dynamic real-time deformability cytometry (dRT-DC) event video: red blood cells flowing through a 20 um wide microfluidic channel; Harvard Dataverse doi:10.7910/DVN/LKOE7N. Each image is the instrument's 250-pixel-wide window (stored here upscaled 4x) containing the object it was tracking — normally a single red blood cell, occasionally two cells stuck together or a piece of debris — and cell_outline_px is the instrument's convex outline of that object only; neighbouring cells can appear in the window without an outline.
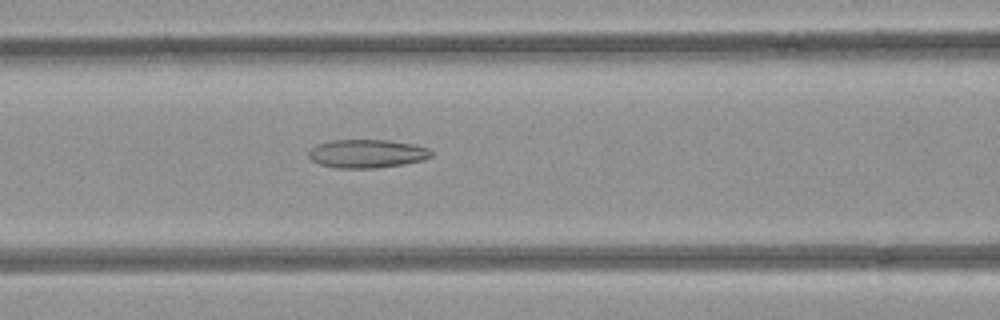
{"species": "common noctule bat (a hibernating species)", "species_latin": "Nyctalus noctula", "temperature_condition": "room temperature", "stored_images_in_passage": 51, "camera_frame_rate_fps": 3000, "um_per_image_px": 0.085, "animal": {"sex": "female", "body_mass_g": 21.9}, "frame": {"image": 1, "passage_image": 21, "time_ms": 6.667, "image_size_px": [1000, 320], "cell_outline_px": [[432, 156], [424, 160], [404, 164], [376, 168], [336, 168], [320, 164], [312, 160], [308, 156], [308, 152], [316, 144], [332, 140], [388, 140], [416, 144], [428, 148], [432, 152]], "centroid_in_image_um": [31.21, 13.06], "position_along_channel_um": 135.4, "area_um2": 20.46}}
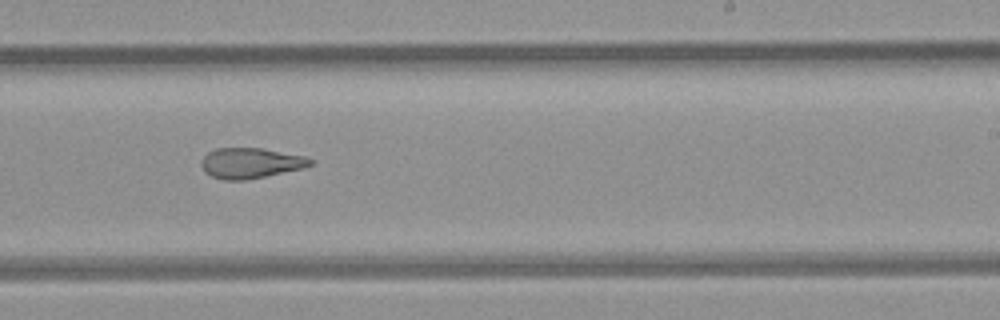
{"frame": {"image": 2, "passage_image": 31, "time_ms": 10.0, "image_size_px": [1000, 320], "cell_outline_px": [[312, 164], [304, 168], [244, 180], [224, 180], [212, 176], [204, 172], [200, 164], [200, 160], [208, 152], [216, 148], [260, 148], [304, 156], [312, 160]], "centroid_in_image_um": [21.25, 13.86], "position_along_channel_um": 267.8, "area_um2": 19.19}}
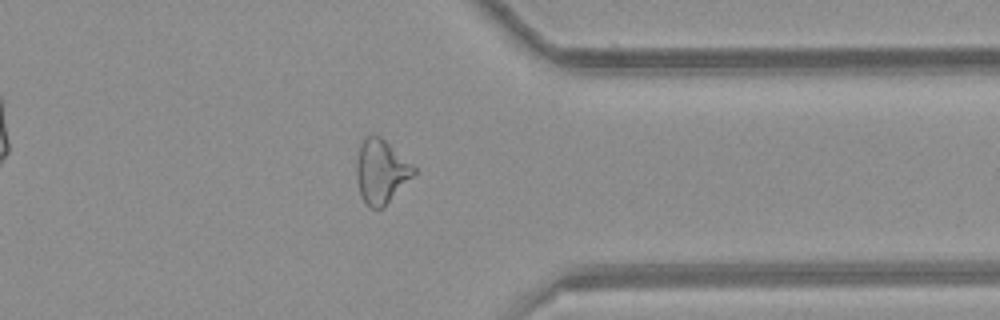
{"frame": {"image": 3, "passage_image": 40, "time_ms": 13.0, "image_size_px": [1000, 320], "cell_outline_px": [[416, 172], [384, 208], [368, 208], [364, 204], [360, 196], [356, 176], [356, 160], [360, 144], [364, 136], [380, 136], [412, 164], [416, 168]], "centroid_in_image_um": [32.36, 14.61], "position_along_channel_um": 379.0, "area_um2": 21.44}, "authors_computed_cell_mechanics": {"area_um2": 22.1952, "velocity_mm_per_s": 3.9648, "shape_relaxation_time_tau1_ms": null, "shape_relaxation_time_tau2_ms": 3.8562, "deformation_change_tau1": null, "deformation_change_tau2": 0.138}}